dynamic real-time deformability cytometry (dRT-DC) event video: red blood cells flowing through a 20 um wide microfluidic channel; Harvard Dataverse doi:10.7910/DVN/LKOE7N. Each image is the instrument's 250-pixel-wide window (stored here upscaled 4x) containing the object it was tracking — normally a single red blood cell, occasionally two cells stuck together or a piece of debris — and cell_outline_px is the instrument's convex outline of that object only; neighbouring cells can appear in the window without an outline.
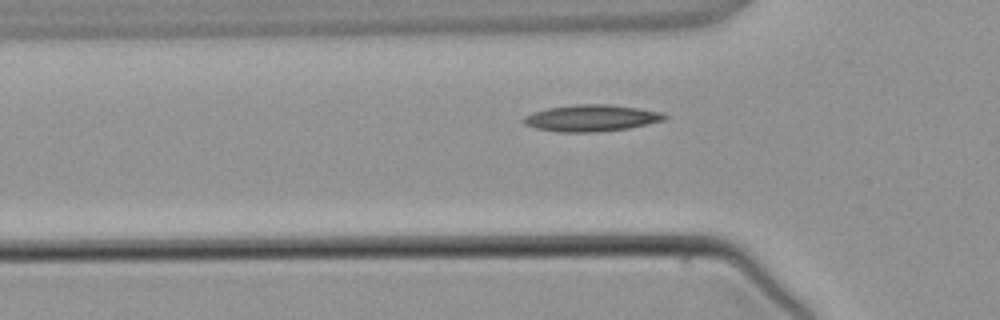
{"species": "common noctule bat (a hibernating species)", "species_latin": "Nyctalus noctula", "temperature_condition": "warm", "stored_images_in_passage": 4, "camera_frame_rate_fps": 3000, "um_per_image_px": 0.085, "animal": {"sex": "male", "body_mass_g": 21.5, "forearm_length_mm": 52.0}, "frame": {"image": 1, "passage_image": 4, "time_ms": 3.667, "image_size_px": [1000, 320], "cell_outline_px": [[668, 116], [664, 120], [648, 124], [628, 128], [596, 132], [556, 132], [536, 128], [524, 124], [520, 120], [524, 116], [532, 112], [548, 108], [576, 104], [608, 104], [664, 112]], "centroid_in_image_um": [50.24, 10.03], "position_along_channel_um": 75.6, "area_um2": 21.96}}